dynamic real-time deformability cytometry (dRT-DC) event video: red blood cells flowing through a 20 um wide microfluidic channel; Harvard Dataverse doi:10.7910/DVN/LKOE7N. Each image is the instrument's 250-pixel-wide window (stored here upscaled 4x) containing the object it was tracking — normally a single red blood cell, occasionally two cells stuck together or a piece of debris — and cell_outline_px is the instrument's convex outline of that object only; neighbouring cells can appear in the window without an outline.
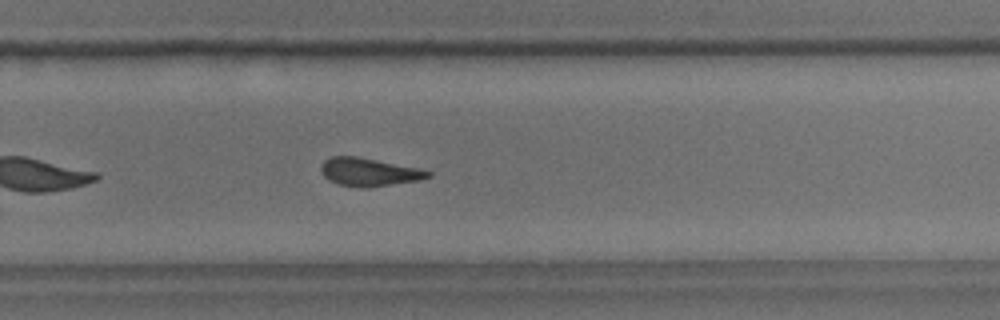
{"species": "common noctule bat (a hibernating species)", "species_latin": "Nyctalus noctula", "temperature_condition": "room temperature", "stored_images_in_passage": 38, "camera_frame_rate_fps": 3000, "um_per_image_px": 0.085, "animal": {"sex": "male", "body_mass_g": 18.8}, "frame": {"image": 1, "passage_image": 22, "time_ms": 7.0, "image_size_px": [1000, 320], "cell_outline_px": [[432, 176], [420, 180], [368, 188], [364, 188], [336, 184], [328, 180], [324, 176], [320, 168], [320, 164], [324, 160], [332, 156], [356, 156], [420, 168], [432, 172]], "centroid_in_image_um": [31.36, 14.63], "position_along_channel_um": 298.4, "area_um2": 17.74}, "authors_computed_cell_mechanics": {"area_um2": 17.9469, "velocity_mm_per_s": 3.7061, "shape_relaxation_time_tau1_ms": null, "shape_relaxation_time_tau2_ms": 3.1027, "deformation_change_tau1": null, "deformation_change_tau2": 0.1244}}